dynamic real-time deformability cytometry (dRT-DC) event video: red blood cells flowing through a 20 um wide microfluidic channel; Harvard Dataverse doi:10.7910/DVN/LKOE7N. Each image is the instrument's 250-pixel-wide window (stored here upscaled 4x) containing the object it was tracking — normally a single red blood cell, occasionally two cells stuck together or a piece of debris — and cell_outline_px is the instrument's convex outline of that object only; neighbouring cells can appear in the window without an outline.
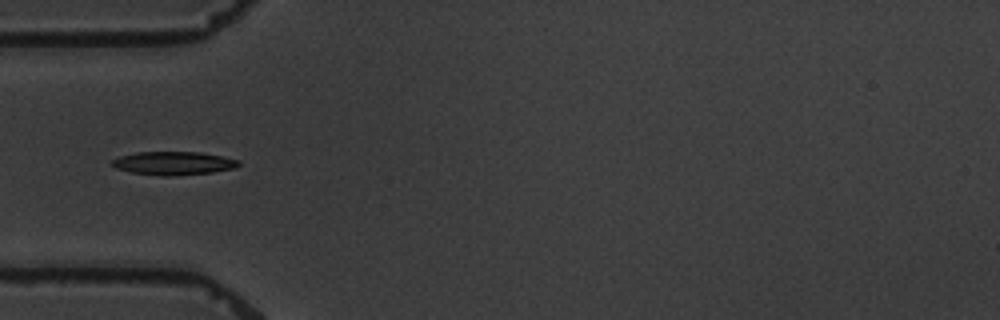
{"species": "common noctule bat (a hibernating species)", "species_latin": "Nyctalus noctula", "temperature_condition": "warm", "stored_images_in_passage": 10, "camera_frame_rate_fps": 3000, "um_per_image_px": 0.085, "animal": {"sex": "male", "body_mass_g": 19.5, "forearm_length_mm": 54.6}, "frame": {"image": 1, "passage_image": 6, "time_ms": 6.0, "image_size_px": [1000, 320], "cell_outline_px": [[240, 164], [236, 168], [212, 172], [176, 176], [160, 176], [132, 172], [116, 168], [112, 164], [112, 160], [120, 156], [136, 152], [200, 152], [240, 160]], "centroid_in_image_um": [14.77, 13.88], "position_along_channel_um": 70.2, "area_um2": 17.22}}
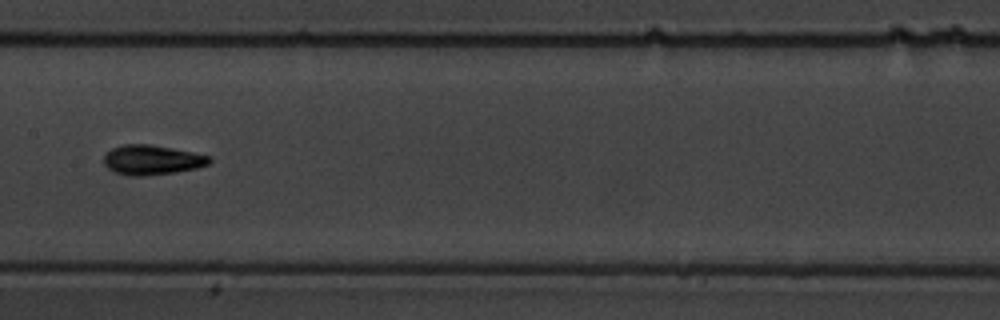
{"frame": {"image": 2, "passage_image": 9, "time_ms": 9.667, "image_size_px": [1000, 320], "cell_outline_px": [[212, 160], [208, 164], [196, 168], [176, 172], [140, 176], [128, 176], [116, 172], [108, 168], [104, 164], [104, 156], [112, 148], [124, 144], [148, 144], [192, 152], [208, 156]], "centroid_in_image_um": [12.89, 13.6], "position_along_channel_um": 194.5, "area_um2": 18.03}}
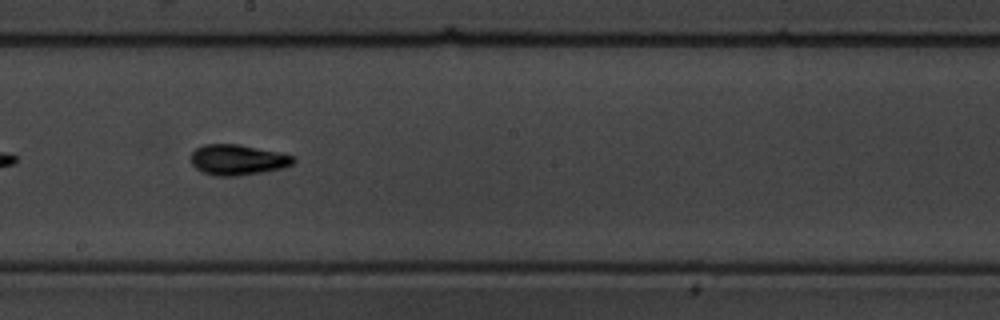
{"frame": {"image": 3, "passage_image": 10, "time_ms": 10.667, "image_size_px": [1000, 320], "cell_outline_px": [[296, 160], [292, 164], [284, 168], [260, 172], [232, 176], [216, 176], [204, 172], [196, 168], [192, 164], [188, 156], [196, 148], [204, 144], [236, 144], [280, 152], [292, 156]], "centroid_in_image_um": [20.17, 13.57], "position_along_channel_um": 228.0, "area_um2": 18.15}}